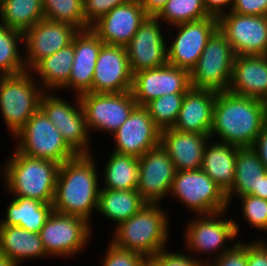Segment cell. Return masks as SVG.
Wrapping results in <instances>:
<instances>
[{"label":"cell","mask_w":267,"mask_h":266,"mask_svg":"<svg viewBox=\"0 0 267 266\" xmlns=\"http://www.w3.org/2000/svg\"><path fill=\"white\" fill-rule=\"evenodd\" d=\"M0 253L8 256L18 266L23 264L24 260L49 257L39 233L30 232L19 226H0Z\"/></svg>","instance_id":"obj_27"},{"label":"cell","mask_w":267,"mask_h":266,"mask_svg":"<svg viewBox=\"0 0 267 266\" xmlns=\"http://www.w3.org/2000/svg\"><path fill=\"white\" fill-rule=\"evenodd\" d=\"M184 95L185 93L163 95L144 106L161 131L174 126L182 107Z\"/></svg>","instance_id":"obj_37"},{"label":"cell","mask_w":267,"mask_h":266,"mask_svg":"<svg viewBox=\"0 0 267 266\" xmlns=\"http://www.w3.org/2000/svg\"><path fill=\"white\" fill-rule=\"evenodd\" d=\"M237 199L241 200V212L248 225L267 233V199L253 195H244Z\"/></svg>","instance_id":"obj_38"},{"label":"cell","mask_w":267,"mask_h":266,"mask_svg":"<svg viewBox=\"0 0 267 266\" xmlns=\"http://www.w3.org/2000/svg\"><path fill=\"white\" fill-rule=\"evenodd\" d=\"M266 240L247 241V266H267Z\"/></svg>","instance_id":"obj_43"},{"label":"cell","mask_w":267,"mask_h":266,"mask_svg":"<svg viewBox=\"0 0 267 266\" xmlns=\"http://www.w3.org/2000/svg\"><path fill=\"white\" fill-rule=\"evenodd\" d=\"M133 74L126 47L103 43L95 65L93 93L131 91Z\"/></svg>","instance_id":"obj_20"},{"label":"cell","mask_w":267,"mask_h":266,"mask_svg":"<svg viewBox=\"0 0 267 266\" xmlns=\"http://www.w3.org/2000/svg\"><path fill=\"white\" fill-rule=\"evenodd\" d=\"M89 132L113 134L137 106L131 91L79 95Z\"/></svg>","instance_id":"obj_12"},{"label":"cell","mask_w":267,"mask_h":266,"mask_svg":"<svg viewBox=\"0 0 267 266\" xmlns=\"http://www.w3.org/2000/svg\"><path fill=\"white\" fill-rule=\"evenodd\" d=\"M167 215L159 203H147L138 213L114 228L110 242L121 249L151 257L168 244L171 218Z\"/></svg>","instance_id":"obj_4"},{"label":"cell","mask_w":267,"mask_h":266,"mask_svg":"<svg viewBox=\"0 0 267 266\" xmlns=\"http://www.w3.org/2000/svg\"><path fill=\"white\" fill-rule=\"evenodd\" d=\"M6 208V217L0 221V226H19L35 233L40 232L53 212L52 203L25 197H14Z\"/></svg>","instance_id":"obj_29"},{"label":"cell","mask_w":267,"mask_h":266,"mask_svg":"<svg viewBox=\"0 0 267 266\" xmlns=\"http://www.w3.org/2000/svg\"><path fill=\"white\" fill-rule=\"evenodd\" d=\"M227 91L267 102V55L235 56Z\"/></svg>","instance_id":"obj_23"},{"label":"cell","mask_w":267,"mask_h":266,"mask_svg":"<svg viewBox=\"0 0 267 266\" xmlns=\"http://www.w3.org/2000/svg\"><path fill=\"white\" fill-rule=\"evenodd\" d=\"M36 82L30 70L0 76V112L13 137L40 108L45 91Z\"/></svg>","instance_id":"obj_5"},{"label":"cell","mask_w":267,"mask_h":266,"mask_svg":"<svg viewBox=\"0 0 267 266\" xmlns=\"http://www.w3.org/2000/svg\"><path fill=\"white\" fill-rule=\"evenodd\" d=\"M147 201L135 190H111L100 188L98 213L115 222L114 227L138 213ZM114 221V222H113Z\"/></svg>","instance_id":"obj_31"},{"label":"cell","mask_w":267,"mask_h":266,"mask_svg":"<svg viewBox=\"0 0 267 266\" xmlns=\"http://www.w3.org/2000/svg\"><path fill=\"white\" fill-rule=\"evenodd\" d=\"M209 135L182 132L173 128L161 131L160 145L166 150L177 171L201 169Z\"/></svg>","instance_id":"obj_24"},{"label":"cell","mask_w":267,"mask_h":266,"mask_svg":"<svg viewBox=\"0 0 267 266\" xmlns=\"http://www.w3.org/2000/svg\"><path fill=\"white\" fill-rule=\"evenodd\" d=\"M128 1L129 0H82L83 18L86 23L91 26L112 9Z\"/></svg>","instance_id":"obj_42"},{"label":"cell","mask_w":267,"mask_h":266,"mask_svg":"<svg viewBox=\"0 0 267 266\" xmlns=\"http://www.w3.org/2000/svg\"><path fill=\"white\" fill-rule=\"evenodd\" d=\"M253 196L260 197L262 199H267V174L262 177L259 184V192H253Z\"/></svg>","instance_id":"obj_48"},{"label":"cell","mask_w":267,"mask_h":266,"mask_svg":"<svg viewBox=\"0 0 267 266\" xmlns=\"http://www.w3.org/2000/svg\"><path fill=\"white\" fill-rule=\"evenodd\" d=\"M162 249L155 255L148 257L147 266H206V261L183 252H172Z\"/></svg>","instance_id":"obj_40"},{"label":"cell","mask_w":267,"mask_h":266,"mask_svg":"<svg viewBox=\"0 0 267 266\" xmlns=\"http://www.w3.org/2000/svg\"><path fill=\"white\" fill-rule=\"evenodd\" d=\"M72 43L74 44V60L71 74L69 82L62 89L64 91L74 90L75 93L73 94L79 96L92 92L95 65L103 42L88 28L79 30Z\"/></svg>","instance_id":"obj_22"},{"label":"cell","mask_w":267,"mask_h":266,"mask_svg":"<svg viewBox=\"0 0 267 266\" xmlns=\"http://www.w3.org/2000/svg\"><path fill=\"white\" fill-rule=\"evenodd\" d=\"M203 4L210 16L219 18L221 15L226 13V8H229V12L231 11L234 0H203Z\"/></svg>","instance_id":"obj_45"},{"label":"cell","mask_w":267,"mask_h":266,"mask_svg":"<svg viewBox=\"0 0 267 266\" xmlns=\"http://www.w3.org/2000/svg\"><path fill=\"white\" fill-rule=\"evenodd\" d=\"M92 227L84 218L53 210L39 235L49 258L55 256L66 259L82 252V248L90 241Z\"/></svg>","instance_id":"obj_11"},{"label":"cell","mask_w":267,"mask_h":266,"mask_svg":"<svg viewBox=\"0 0 267 266\" xmlns=\"http://www.w3.org/2000/svg\"><path fill=\"white\" fill-rule=\"evenodd\" d=\"M169 196L195 215L218 213L230 206L223 189L202 169L176 171Z\"/></svg>","instance_id":"obj_7"},{"label":"cell","mask_w":267,"mask_h":266,"mask_svg":"<svg viewBox=\"0 0 267 266\" xmlns=\"http://www.w3.org/2000/svg\"><path fill=\"white\" fill-rule=\"evenodd\" d=\"M228 210L208 215H196L190 223L185 226L184 247L185 251L191 255L201 253L215 254L212 258H217L238 240L240 226L235 219H224ZM223 216V217H222ZM229 244L227 245L228 242ZM219 251V252H218ZM194 252V253H193Z\"/></svg>","instance_id":"obj_8"},{"label":"cell","mask_w":267,"mask_h":266,"mask_svg":"<svg viewBox=\"0 0 267 266\" xmlns=\"http://www.w3.org/2000/svg\"><path fill=\"white\" fill-rule=\"evenodd\" d=\"M44 18L42 0H0V24L24 33Z\"/></svg>","instance_id":"obj_33"},{"label":"cell","mask_w":267,"mask_h":266,"mask_svg":"<svg viewBox=\"0 0 267 266\" xmlns=\"http://www.w3.org/2000/svg\"><path fill=\"white\" fill-rule=\"evenodd\" d=\"M148 16L156 17L169 0H140Z\"/></svg>","instance_id":"obj_47"},{"label":"cell","mask_w":267,"mask_h":266,"mask_svg":"<svg viewBox=\"0 0 267 266\" xmlns=\"http://www.w3.org/2000/svg\"><path fill=\"white\" fill-rule=\"evenodd\" d=\"M0 266H18V265L8 256L0 253Z\"/></svg>","instance_id":"obj_49"},{"label":"cell","mask_w":267,"mask_h":266,"mask_svg":"<svg viewBox=\"0 0 267 266\" xmlns=\"http://www.w3.org/2000/svg\"><path fill=\"white\" fill-rule=\"evenodd\" d=\"M266 123L267 102L228 91L217 92L209 136L226 144L252 147Z\"/></svg>","instance_id":"obj_1"},{"label":"cell","mask_w":267,"mask_h":266,"mask_svg":"<svg viewBox=\"0 0 267 266\" xmlns=\"http://www.w3.org/2000/svg\"><path fill=\"white\" fill-rule=\"evenodd\" d=\"M235 53L219 29L208 40L198 63L190 72L193 88L227 91L230 85Z\"/></svg>","instance_id":"obj_10"},{"label":"cell","mask_w":267,"mask_h":266,"mask_svg":"<svg viewBox=\"0 0 267 266\" xmlns=\"http://www.w3.org/2000/svg\"><path fill=\"white\" fill-rule=\"evenodd\" d=\"M101 266H147L148 258L139 252L116 247L112 242L107 245Z\"/></svg>","instance_id":"obj_39"},{"label":"cell","mask_w":267,"mask_h":266,"mask_svg":"<svg viewBox=\"0 0 267 266\" xmlns=\"http://www.w3.org/2000/svg\"><path fill=\"white\" fill-rule=\"evenodd\" d=\"M191 87L190 72L167 63L133 74L131 92L137 106H145L163 95L186 93Z\"/></svg>","instance_id":"obj_15"},{"label":"cell","mask_w":267,"mask_h":266,"mask_svg":"<svg viewBox=\"0 0 267 266\" xmlns=\"http://www.w3.org/2000/svg\"><path fill=\"white\" fill-rule=\"evenodd\" d=\"M107 162V163H106ZM105 162L101 188L135 190L139 182L138 157L113 151Z\"/></svg>","instance_id":"obj_32"},{"label":"cell","mask_w":267,"mask_h":266,"mask_svg":"<svg viewBox=\"0 0 267 266\" xmlns=\"http://www.w3.org/2000/svg\"><path fill=\"white\" fill-rule=\"evenodd\" d=\"M111 136L115 141L113 151L141 157L160 145L161 130L144 106H136L127 120Z\"/></svg>","instance_id":"obj_19"},{"label":"cell","mask_w":267,"mask_h":266,"mask_svg":"<svg viewBox=\"0 0 267 266\" xmlns=\"http://www.w3.org/2000/svg\"><path fill=\"white\" fill-rule=\"evenodd\" d=\"M44 18L68 23L78 30L90 28L82 14V0H42Z\"/></svg>","instance_id":"obj_36"},{"label":"cell","mask_w":267,"mask_h":266,"mask_svg":"<svg viewBox=\"0 0 267 266\" xmlns=\"http://www.w3.org/2000/svg\"><path fill=\"white\" fill-rule=\"evenodd\" d=\"M79 30L68 23L43 18L23 33L24 62L31 70L40 60L72 43Z\"/></svg>","instance_id":"obj_17"},{"label":"cell","mask_w":267,"mask_h":266,"mask_svg":"<svg viewBox=\"0 0 267 266\" xmlns=\"http://www.w3.org/2000/svg\"><path fill=\"white\" fill-rule=\"evenodd\" d=\"M231 12L242 15L267 16V0H234Z\"/></svg>","instance_id":"obj_44"},{"label":"cell","mask_w":267,"mask_h":266,"mask_svg":"<svg viewBox=\"0 0 267 266\" xmlns=\"http://www.w3.org/2000/svg\"><path fill=\"white\" fill-rule=\"evenodd\" d=\"M203 0H169L156 16L171 27L209 17Z\"/></svg>","instance_id":"obj_35"},{"label":"cell","mask_w":267,"mask_h":266,"mask_svg":"<svg viewBox=\"0 0 267 266\" xmlns=\"http://www.w3.org/2000/svg\"><path fill=\"white\" fill-rule=\"evenodd\" d=\"M252 148L257 152L260 161L267 170V123L263 126L261 132L256 137Z\"/></svg>","instance_id":"obj_46"},{"label":"cell","mask_w":267,"mask_h":266,"mask_svg":"<svg viewBox=\"0 0 267 266\" xmlns=\"http://www.w3.org/2000/svg\"><path fill=\"white\" fill-rule=\"evenodd\" d=\"M147 17L140 0H129L99 18L90 29L103 43L125 47Z\"/></svg>","instance_id":"obj_21"},{"label":"cell","mask_w":267,"mask_h":266,"mask_svg":"<svg viewBox=\"0 0 267 266\" xmlns=\"http://www.w3.org/2000/svg\"><path fill=\"white\" fill-rule=\"evenodd\" d=\"M138 160L137 191L148 203L160 204L164 197H168L177 170L161 145L150 149Z\"/></svg>","instance_id":"obj_18"},{"label":"cell","mask_w":267,"mask_h":266,"mask_svg":"<svg viewBox=\"0 0 267 266\" xmlns=\"http://www.w3.org/2000/svg\"><path fill=\"white\" fill-rule=\"evenodd\" d=\"M217 91L191 87L184 95L173 129L210 135Z\"/></svg>","instance_id":"obj_25"},{"label":"cell","mask_w":267,"mask_h":266,"mask_svg":"<svg viewBox=\"0 0 267 266\" xmlns=\"http://www.w3.org/2000/svg\"><path fill=\"white\" fill-rule=\"evenodd\" d=\"M235 180L232 188L226 193L230 205L235 196L252 195L259 192V184L267 174L257 152L252 147H239L235 160Z\"/></svg>","instance_id":"obj_28"},{"label":"cell","mask_w":267,"mask_h":266,"mask_svg":"<svg viewBox=\"0 0 267 266\" xmlns=\"http://www.w3.org/2000/svg\"><path fill=\"white\" fill-rule=\"evenodd\" d=\"M218 29L236 56L267 55V16L228 11L218 18Z\"/></svg>","instance_id":"obj_13"},{"label":"cell","mask_w":267,"mask_h":266,"mask_svg":"<svg viewBox=\"0 0 267 266\" xmlns=\"http://www.w3.org/2000/svg\"><path fill=\"white\" fill-rule=\"evenodd\" d=\"M95 163L91 154L77 155L60 165L52 202L54 211L78 216L91 223L92 212L97 213L101 188Z\"/></svg>","instance_id":"obj_2"},{"label":"cell","mask_w":267,"mask_h":266,"mask_svg":"<svg viewBox=\"0 0 267 266\" xmlns=\"http://www.w3.org/2000/svg\"><path fill=\"white\" fill-rule=\"evenodd\" d=\"M160 23L148 16L125 46L132 74L168 63L167 39Z\"/></svg>","instance_id":"obj_16"},{"label":"cell","mask_w":267,"mask_h":266,"mask_svg":"<svg viewBox=\"0 0 267 266\" xmlns=\"http://www.w3.org/2000/svg\"><path fill=\"white\" fill-rule=\"evenodd\" d=\"M238 146L210 139L204 149L201 169L227 193L235 180Z\"/></svg>","instance_id":"obj_26"},{"label":"cell","mask_w":267,"mask_h":266,"mask_svg":"<svg viewBox=\"0 0 267 266\" xmlns=\"http://www.w3.org/2000/svg\"><path fill=\"white\" fill-rule=\"evenodd\" d=\"M175 28L176 37L171 44H167L168 64L191 72L208 40L218 30V18L209 16L175 25Z\"/></svg>","instance_id":"obj_14"},{"label":"cell","mask_w":267,"mask_h":266,"mask_svg":"<svg viewBox=\"0 0 267 266\" xmlns=\"http://www.w3.org/2000/svg\"><path fill=\"white\" fill-rule=\"evenodd\" d=\"M12 138L18 140L15 150L29 157L62 165L77 156L41 108Z\"/></svg>","instance_id":"obj_6"},{"label":"cell","mask_w":267,"mask_h":266,"mask_svg":"<svg viewBox=\"0 0 267 266\" xmlns=\"http://www.w3.org/2000/svg\"><path fill=\"white\" fill-rule=\"evenodd\" d=\"M206 266H247V243L240 240L217 258L205 259Z\"/></svg>","instance_id":"obj_41"},{"label":"cell","mask_w":267,"mask_h":266,"mask_svg":"<svg viewBox=\"0 0 267 266\" xmlns=\"http://www.w3.org/2000/svg\"><path fill=\"white\" fill-rule=\"evenodd\" d=\"M2 167L8 194L52 203L60 164L26 156L13 150Z\"/></svg>","instance_id":"obj_3"},{"label":"cell","mask_w":267,"mask_h":266,"mask_svg":"<svg viewBox=\"0 0 267 266\" xmlns=\"http://www.w3.org/2000/svg\"><path fill=\"white\" fill-rule=\"evenodd\" d=\"M22 44L19 45V43ZM23 33L0 24V76L26 71L23 50ZM23 47V48H22Z\"/></svg>","instance_id":"obj_34"},{"label":"cell","mask_w":267,"mask_h":266,"mask_svg":"<svg viewBox=\"0 0 267 266\" xmlns=\"http://www.w3.org/2000/svg\"><path fill=\"white\" fill-rule=\"evenodd\" d=\"M73 60L74 44L71 43L55 54L40 60L30 71L38 82H43L41 86L45 92L49 90L52 92L53 89V91H62L69 82Z\"/></svg>","instance_id":"obj_30"},{"label":"cell","mask_w":267,"mask_h":266,"mask_svg":"<svg viewBox=\"0 0 267 266\" xmlns=\"http://www.w3.org/2000/svg\"><path fill=\"white\" fill-rule=\"evenodd\" d=\"M55 92H45L40 100V108L61 133L66 144L77 155H91V138L80 98L75 96L74 104L59 97Z\"/></svg>","instance_id":"obj_9"}]
</instances>
